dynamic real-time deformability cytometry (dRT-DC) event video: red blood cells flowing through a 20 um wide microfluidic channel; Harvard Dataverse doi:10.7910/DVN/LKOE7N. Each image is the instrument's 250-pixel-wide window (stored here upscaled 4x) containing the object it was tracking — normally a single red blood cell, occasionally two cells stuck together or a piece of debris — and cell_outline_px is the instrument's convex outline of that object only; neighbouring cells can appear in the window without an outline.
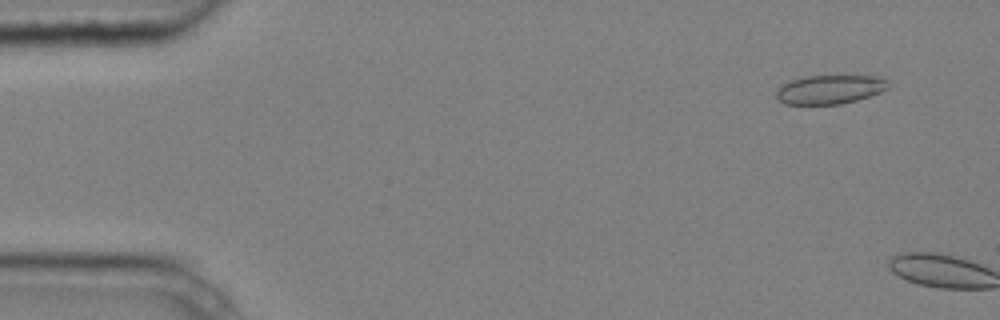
{"species": "common noctule bat (a hibernating species)", "species_latin": "Nyctalus noctula", "temperature_condition": "cold", "stored_images_in_passage": 3, "camera_frame_rate_fps": 3000, "um_per_image_px": 0.085, "animal": {"sex": "male", "body_mass_g": 20.4}, "frame": {"image": 1, "passage_image": 2, "time_ms": 0.333, "image_size_px": [1000, 320], "cell_outline_px": [[888, 88], [880, 92], [856, 100], [840, 104], [784, 104], [776, 96], [776, 92], [784, 84], [792, 80], [808, 76], [876, 76], [888, 80]], "centroid_in_image_um": [70.55, 7.6], "position_along_channel_um": 14.4, "area_um2": 18.55}}